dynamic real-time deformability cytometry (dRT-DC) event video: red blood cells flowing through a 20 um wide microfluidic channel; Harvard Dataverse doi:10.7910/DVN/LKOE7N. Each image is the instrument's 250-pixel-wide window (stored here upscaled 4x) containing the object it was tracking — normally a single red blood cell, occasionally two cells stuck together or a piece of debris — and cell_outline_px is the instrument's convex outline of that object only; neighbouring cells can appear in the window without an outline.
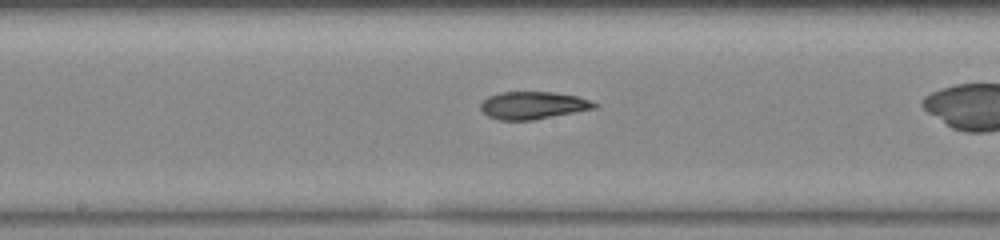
{"species": "common noctule bat (a hibernating species)", "species_latin": "Nyctalus noctula", "temperature_condition": "warm", "stored_images_in_passage": 31, "camera_frame_rate_fps": 3000, "um_per_image_px": 0.085, "animal": {"sex": "female", "body_mass_g": 23.0, "forearm_length_mm": 53.4}, "frame": {"image": 1, "passage_image": 18, "time_ms": 5.667, "image_size_px": [1000, 240], "cell_outline_px": [[600, 104], [596, 108], [532, 120], [500, 120], [488, 116], [480, 108], [480, 104], [488, 96], [500, 92], [552, 92], [576, 96]], "centroid_in_image_um": [45.29, 8.95], "position_along_channel_um": 202.9, "area_um2": 18.09}}
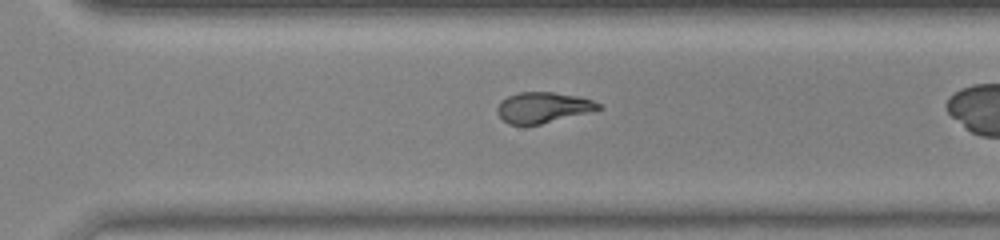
{"frame": {"image": 2, "passage_image": 27, "time_ms": 8.667, "image_size_px": [1000, 240], "cell_outline_px": [[604, 108], [540, 124], [508, 124], [496, 112], [496, 108], [508, 96], [516, 92], [552, 92], [580, 96], [592, 100], [600, 104]], "centroid_in_image_um": [46.17, 9.12], "position_along_channel_um": 324.4, "area_um2": 17.86}}